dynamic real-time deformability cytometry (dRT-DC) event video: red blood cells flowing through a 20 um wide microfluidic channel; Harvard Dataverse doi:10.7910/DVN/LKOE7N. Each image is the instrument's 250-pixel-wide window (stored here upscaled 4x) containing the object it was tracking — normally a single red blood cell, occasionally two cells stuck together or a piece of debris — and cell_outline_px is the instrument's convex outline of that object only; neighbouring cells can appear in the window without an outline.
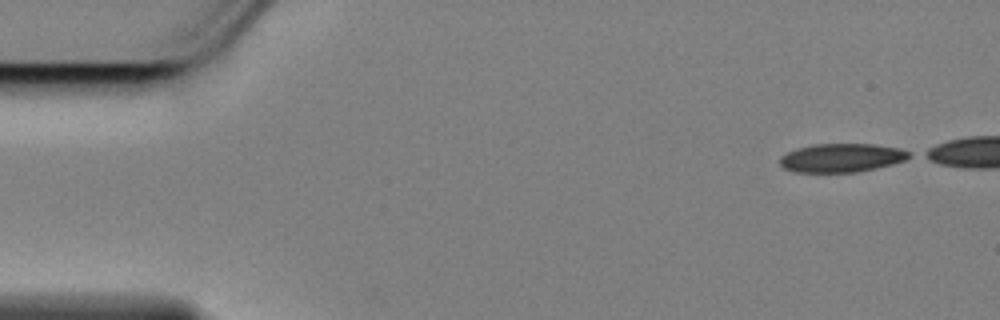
{"species": "Egyptian fruit bat (a non-hibernating species)", "species_latin": "Rousettus aegyptiacus", "temperature_condition": "cold", "stored_images_in_passage": 47, "camera_frame_rate_fps": 3000, "um_per_image_px": 0.085, "animal": {"sex": "female"}, "frame": {"image": 1, "passage_image": 1, "time_ms": 0.0, "image_size_px": [1000, 320], "cell_outline_px": [[912, 156], [904, 160], [892, 164], [876, 168], [856, 172], [796, 172], [784, 168], [780, 164], [780, 156], [796, 148], [812, 144], [872, 144], [900, 148], [912, 152]], "centroid_in_image_um": [71.55, 13.41], "position_along_channel_um": 13.5, "area_um2": 21.62}}
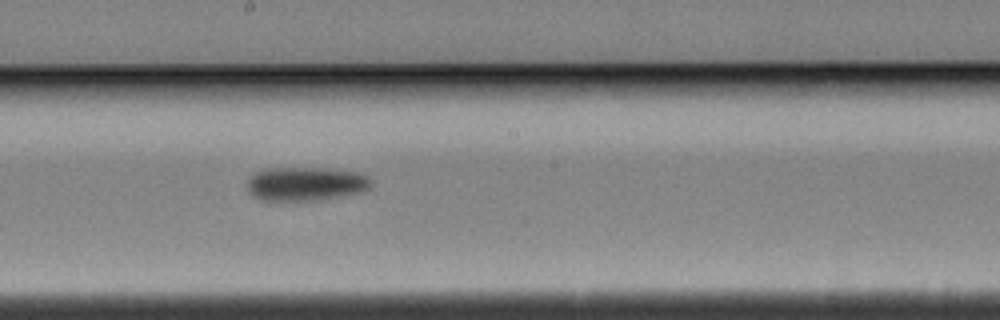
{"frame": {"image": 2, "passage_image": 28, "time_ms": 9.0, "image_size_px": [1000, 320], "cell_outline_px": [[372, 184], [364, 192], [316, 200], [260, 200], [252, 196], [248, 192], [248, 180], [256, 172], [268, 168], [320, 168], [360, 172], [368, 176], [372, 180]], "centroid_in_image_um": [26.01, 15.62], "position_along_channel_um": 222.2, "area_um2": 24.45}}
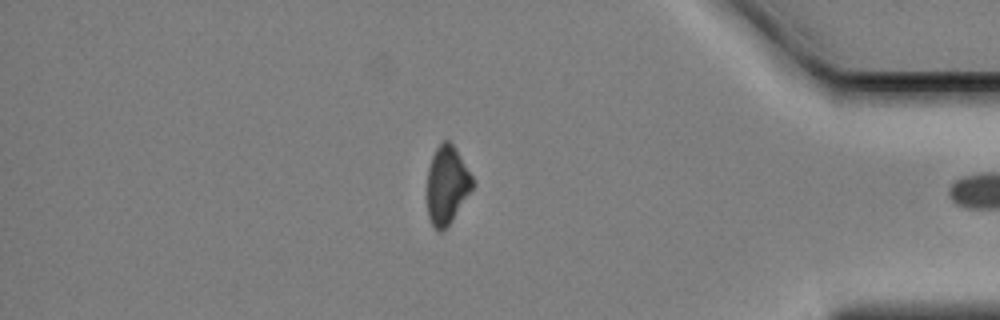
{"frame": {"image": 3, "passage_image": 46, "time_ms": 15.0, "image_size_px": [1000, 320], "cell_outline_px": [[476, 184], [448, 224], [440, 232], [432, 224], [428, 216], [428, 168], [432, 156], [436, 148], [444, 140], [448, 140], [456, 148], [472, 176]], "centroid_in_image_um": [38.0, 15.68], "position_along_channel_um": 397.2, "area_um2": 20.29}}